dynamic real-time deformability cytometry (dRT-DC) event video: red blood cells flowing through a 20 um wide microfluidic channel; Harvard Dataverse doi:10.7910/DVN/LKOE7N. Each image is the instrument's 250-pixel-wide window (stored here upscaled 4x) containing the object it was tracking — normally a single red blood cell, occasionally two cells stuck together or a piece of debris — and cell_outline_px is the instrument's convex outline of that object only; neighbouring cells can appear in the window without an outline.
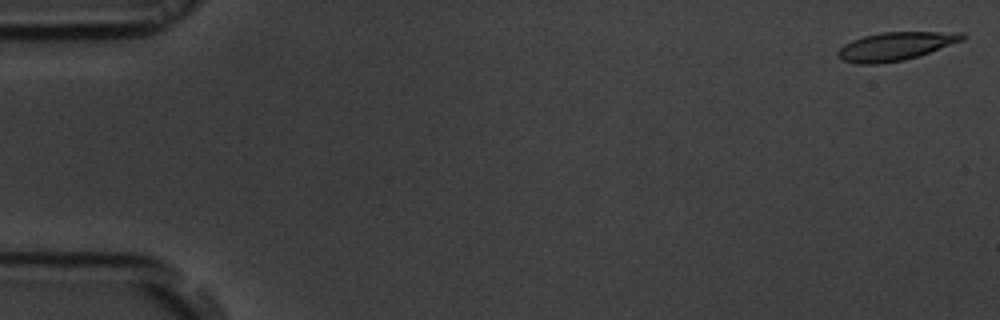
{"species": "common noctule bat (a hibernating species)", "species_latin": "Nyctalus noctula", "temperature_condition": "room temperature", "stored_images_in_passage": 55, "camera_frame_rate_fps": 3000, "um_per_image_px": 0.085, "animal": {"sex": "male", "body_mass_g": 19.5, "forearm_length_mm": 54.6}, "frame": {"image": 1, "passage_image": 1, "time_ms": 0.0, "image_size_px": [1000, 320], "cell_outline_px": [[968, 36], [964, 40], [904, 60], [876, 64], [856, 64], [844, 60], [836, 56], [836, 52], [844, 44], [852, 40], [864, 36], [880, 32], [964, 32]], "centroid_in_image_um": [76.11, 3.92], "position_along_channel_um": 8.9, "area_um2": 20.46}}
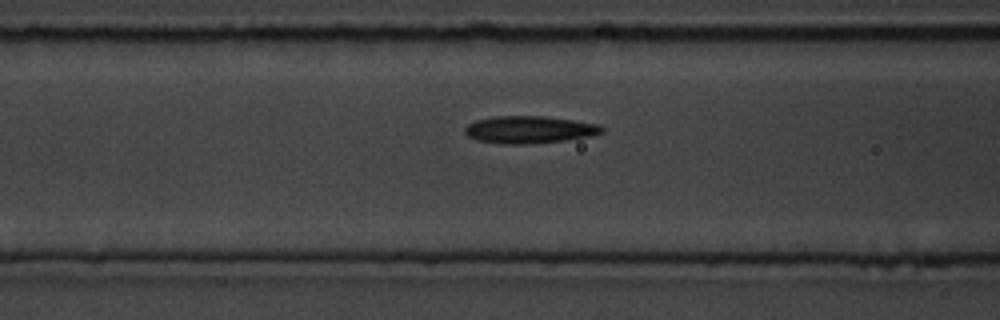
{"frame": {"image": 2, "passage_image": 22, "time_ms": 7.0, "image_size_px": [1000, 320], "cell_outline_px": [[604, 132], [588, 136], [564, 140], [532, 144], [500, 144], [476, 140], [468, 136], [464, 132], [464, 128], [468, 124], [476, 120], [496, 116], [544, 116], [600, 124], [604, 128]], "centroid_in_image_um": [44.97, 11.02], "position_along_channel_um": 121.6, "area_um2": 21.85}}
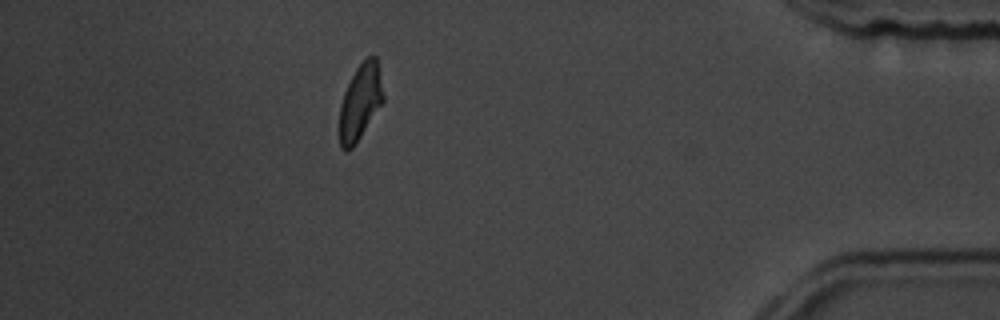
{"frame": {"image": 3, "passage_image": 49, "time_ms": 16.0, "image_size_px": [1000, 320], "cell_outline_px": [[384, 100], [356, 144], [348, 152], [344, 152], [340, 148], [340, 104], [344, 92], [356, 68], [368, 56], [376, 56], [384, 96]], "centroid_in_image_um": [30.61, 8.71], "position_along_channel_um": 404.6, "area_um2": 19.19}, "authors_computed_cell_mechanics": {"area_um2": 20.9814, "velocity_mm_per_s": 3.6622, "shape_relaxation_time_tau1_ms": null, "shape_relaxation_time_tau2_ms": 2.763, "deformation_change_tau1": null, "deformation_change_tau2": 0.0867}}